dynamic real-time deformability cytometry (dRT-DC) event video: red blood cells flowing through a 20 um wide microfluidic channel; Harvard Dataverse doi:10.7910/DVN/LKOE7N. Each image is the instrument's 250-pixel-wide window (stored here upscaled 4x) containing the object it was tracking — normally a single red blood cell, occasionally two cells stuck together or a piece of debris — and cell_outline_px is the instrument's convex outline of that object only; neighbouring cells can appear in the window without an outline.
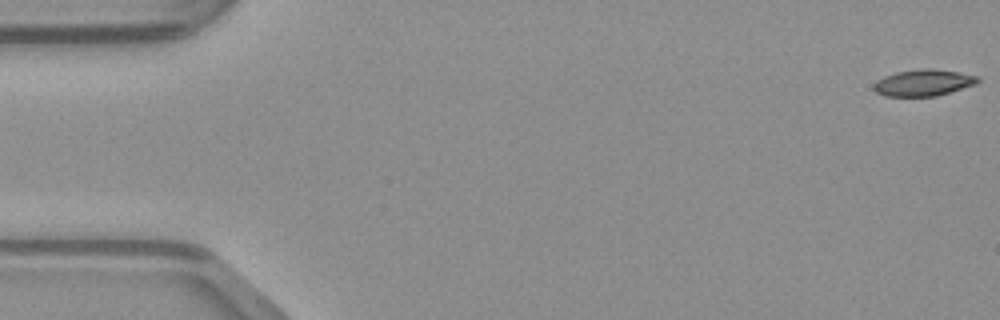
{"species": "common noctule bat (a hibernating species)", "species_latin": "Nyctalus noctula", "temperature_condition": "warm", "stored_images_in_passage": 49, "camera_frame_rate_fps": 3000, "um_per_image_px": 0.085, "animal": {"sex": "male", "body_mass_g": 23.1, "forearm_length_mm": 52.7}, "frame": {"image": 1, "passage_image": 1, "time_ms": 0.0, "image_size_px": [1000, 320], "cell_outline_px": [[980, 80], [976, 84], [936, 96], [884, 96], [876, 92], [872, 88], [872, 84], [876, 80], [884, 76], [896, 72], [920, 68], [932, 68], [960, 72], [976, 76]], "centroid_in_image_um": [78.45, 7.02], "position_along_channel_um": 6.6, "area_um2": 16.18}}